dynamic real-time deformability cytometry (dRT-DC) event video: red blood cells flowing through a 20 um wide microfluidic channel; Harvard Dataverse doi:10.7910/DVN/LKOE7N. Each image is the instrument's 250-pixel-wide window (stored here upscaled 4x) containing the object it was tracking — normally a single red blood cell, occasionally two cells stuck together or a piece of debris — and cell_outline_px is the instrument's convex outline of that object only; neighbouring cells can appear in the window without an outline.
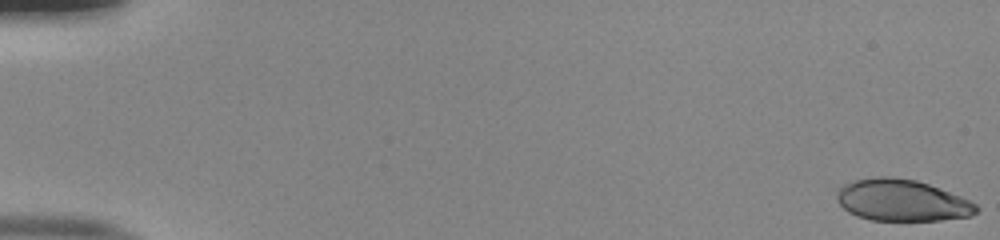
{"species": "human", "species_latin": "Homo sapiens", "temperature_condition": "room temperature", "stored_images_in_passage": 52, "camera_frame_rate_fps": 3000, "um_per_image_px": 0.085, "donor": {"sex": "male"}, "frame": {"image": 1, "passage_image": 1, "time_ms": 0.0, "image_size_px": [1000, 240], "cell_outline_px": [[980, 208], [976, 212], [968, 216], [940, 220], [872, 220], [856, 216], [848, 212], [840, 204], [836, 196], [840, 188], [844, 184], [856, 180], [880, 176], [884, 176], [916, 180], [928, 184], [960, 196], [976, 204]], "centroid_in_image_um": [76.65, 17.03], "position_along_channel_um": 8.4, "area_um2": 33.41}}
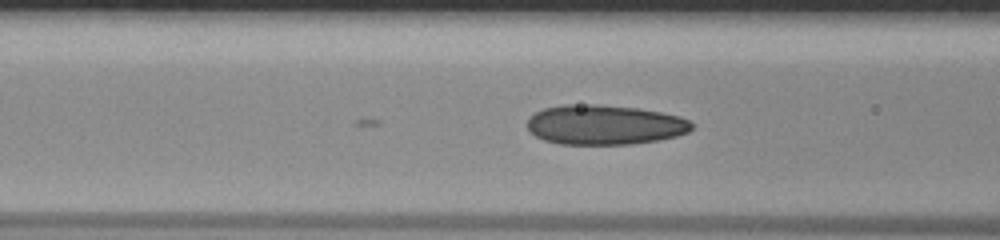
{"frame": {"image": 2, "passage_image": 22, "time_ms": 7.0, "image_size_px": [1000, 240], "cell_outline_px": [[692, 128], [688, 132], [676, 136], [656, 140], [632, 144], [560, 144], [544, 140], [536, 136], [528, 128], [528, 120], [536, 112], [544, 108], [564, 104], [592, 104], [636, 108], [660, 112], [680, 116], [688, 120], [692, 124]], "centroid_in_image_um": [51.39, 10.61], "position_along_channel_um": 115.2, "area_um2": 37.86}}
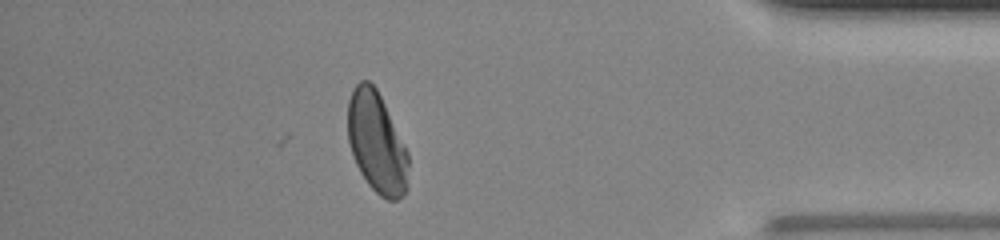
{"frame": {"image": 3, "passage_image": 46, "time_ms": 15.0, "image_size_px": [1000, 240], "cell_outline_px": [[408, 188], [404, 196], [396, 200], [388, 200], [380, 196], [368, 184], [360, 172], [356, 164], [348, 140], [348, 100], [352, 88], [360, 80], [368, 80], [376, 88], [408, 152]], "centroid_in_image_um": [32.02, 12.15], "position_along_channel_um": 403.2, "area_um2": 35.6}, "authors_computed_cell_mechanics": {"area_um2": 36.8475, "velocity_mm_per_s": 4.0152, "shape_relaxation_time_tau1_ms": 5.871, "shape_relaxation_time_tau2_ms": 0.7504, "deformation_change_tau1": 0.1993, "deformation_change_tau2": 0.0622}}